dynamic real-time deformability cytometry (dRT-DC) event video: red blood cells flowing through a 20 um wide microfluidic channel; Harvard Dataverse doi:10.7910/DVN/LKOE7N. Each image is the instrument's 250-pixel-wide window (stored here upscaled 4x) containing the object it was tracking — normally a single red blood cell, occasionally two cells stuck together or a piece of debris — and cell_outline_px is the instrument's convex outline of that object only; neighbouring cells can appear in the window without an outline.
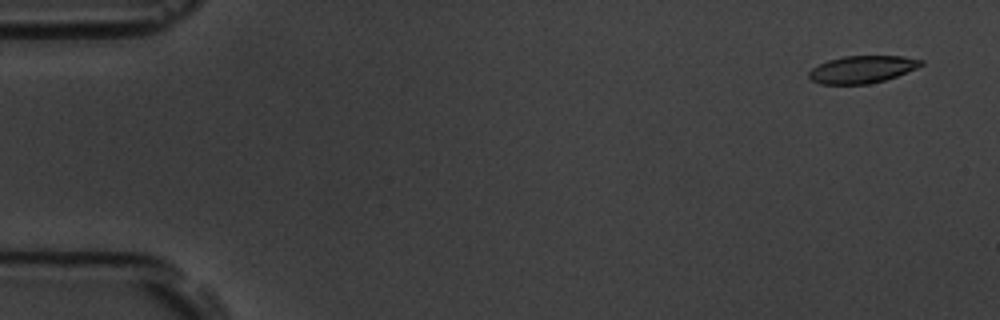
{"species": "common noctule bat (a hibernating species)", "species_latin": "Nyctalus noctula", "temperature_condition": "room temperature", "stored_images_in_passage": 5, "camera_frame_rate_fps": 3000, "um_per_image_px": 0.085, "animal": {"sex": "male", "body_mass_g": 19.5, "forearm_length_mm": 54.6}, "frame": {"image": 1, "passage_image": 1, "time_ms": 0.0, "image_size_px": [1000, 320], "cell_outline_px": [[924, 64], [916, 68], [896, 76], [884, 80], [868, 84], [820, 84], [812, 80], [808, 76], [808, 72], [812, 68], [828, 60], [844, 56], [904, 56], [924, 60]], "centroid_in_image_um": [73.28, 5.89], "position_along_channel_um": 11.7, "area_um2": 17.8}}
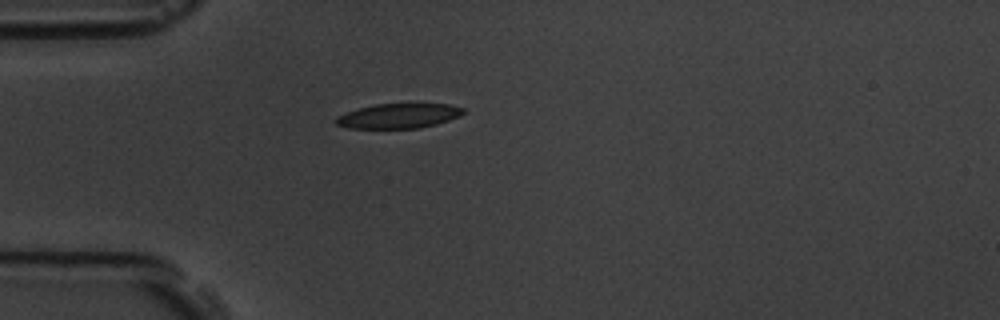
{"frame": {"image": 2, "passage_image": 5, "time_ms": 4.333, "image_size_px": [1000, 320], "cell_outline_px": [[464, 112], [460, 116], [436, 124], [420, 128], [348, 128], [336, 124], [332, 120], [336, 116], [360, 108], [376, 104], [448, 104], [464, 108]], "centroid_in_image_um": [33.86, 9.86], "position_along_channel_um": 51.1, "area_um2": 18.26}}